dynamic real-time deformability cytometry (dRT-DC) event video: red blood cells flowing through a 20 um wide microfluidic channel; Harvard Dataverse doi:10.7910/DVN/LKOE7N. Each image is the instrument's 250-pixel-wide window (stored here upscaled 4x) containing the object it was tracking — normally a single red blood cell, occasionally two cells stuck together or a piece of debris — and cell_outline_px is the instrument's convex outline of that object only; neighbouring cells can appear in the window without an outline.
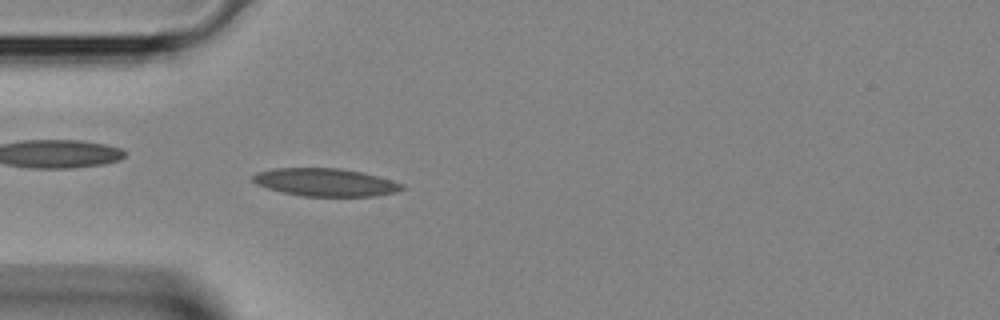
{"species": "Egyptian fruit bat (a non-hibernating species)", "species_latin": "Rousettus aegyptiacus", "temperature_condition": "room temperature", "stored_images_in_passage": 3, "camera_frame_rate_fps": 3000, "um_per_image_px": 0.085, "animal": {"sex": "female"}, "frame": {"image": 1, "passage_image": 3, "time_ms": 0.667, "image_size_px": [1000, 320], "cell_outline_px": [[408, 188], [396, 192], [376, 196], [304, 196], [284, 192], [268, 188], [256, 184], [252, 180], [252, 176], [256, 172], [276, 168], [340, 168], [360, 172], [392, 180], [404, 184]], "centroid_in_image_um": [27.69, 15.49], "position_along_channel_um": 57.3, "area_um2": 24.16}}